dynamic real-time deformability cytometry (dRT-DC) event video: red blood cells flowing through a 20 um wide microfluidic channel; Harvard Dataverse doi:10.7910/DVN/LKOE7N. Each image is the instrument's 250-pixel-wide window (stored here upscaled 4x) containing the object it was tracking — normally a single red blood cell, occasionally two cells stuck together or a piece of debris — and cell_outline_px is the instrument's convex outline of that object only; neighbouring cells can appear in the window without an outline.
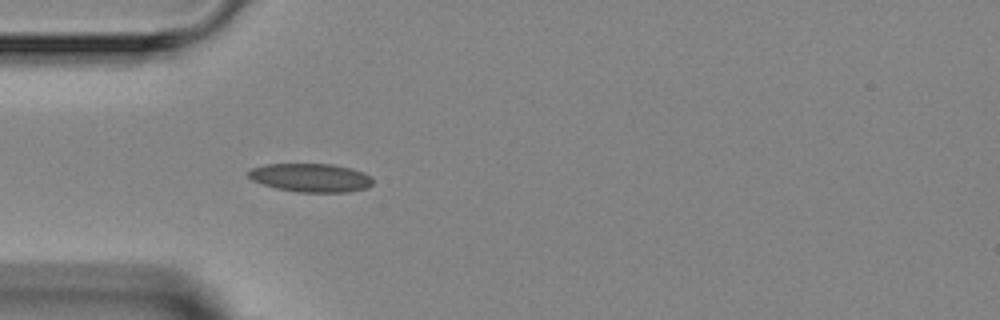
{"species": "Egyptian fruit bat (a non-hibernating species)", "species_latin": "Rousettus aegyptiacus", "temperature_condition": "room temperature", "stored_images_in_passage": 4, "camera_frame_rate_fps": 3000, "um_per_image_px": 0.085, "animal": {"sex": "female"}, "frame": {"image": 1, "passage_image": 4, "time_ms": 3.333, "image_size_px": [1000, 320], "cell_outline_px": [[372, 184], [364, 188], [348, 192], [296, 192], [276, 188], [252, 180], [248, 176], [248, 172], [252, 168], [264, 164], [332, 164], [352, 168], [364, 172], [372, 176]], "centroid_in_image_um": [26.42, 15.1], "position_along_channel_um": 58.6, "area_um2": 20.69}}